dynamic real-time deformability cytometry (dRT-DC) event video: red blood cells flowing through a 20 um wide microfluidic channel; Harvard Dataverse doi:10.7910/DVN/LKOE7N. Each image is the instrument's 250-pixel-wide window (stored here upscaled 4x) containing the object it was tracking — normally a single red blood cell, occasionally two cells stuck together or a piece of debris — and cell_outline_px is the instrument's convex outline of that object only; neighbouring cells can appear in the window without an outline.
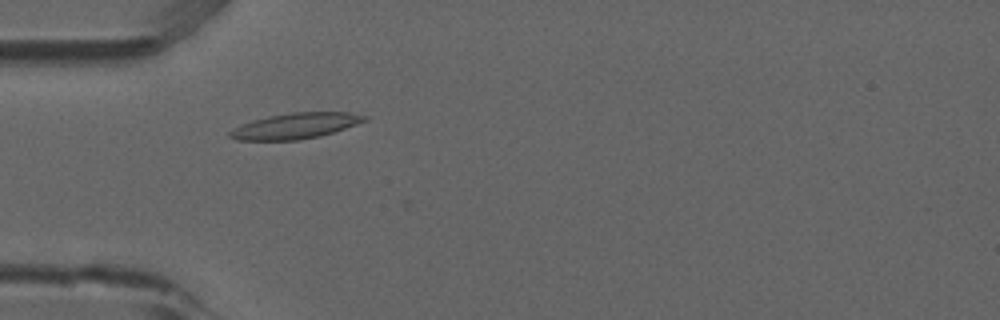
{"species": "common noctule bat (a hibernating species)", "species_latin": "Nyctalus noctula", "temperature_condition": "room temperature", "stored_images_in_passage": 41, "camera_frame_rate_fps": 3000, "um_per_image_px": 0.085, "animal": {"sex": "male", "forearm_length_mm": 52.5}, "frame": {"image": 1, "passage_image": 4, "time_ms": 1.0, "image_size_px": [1000, 320], "cell_outline_px": [[368, 120], [320, 136], [296, 140], [236, 140], [228, 136], [228, 132], [252, 120], [268, 116], [292, 112], [348, 112], [368, 116]], "centroid_in_image_um": [25.12, 10.69], "position_along_channel_um": 59.9, "area_um2": 19.94}}
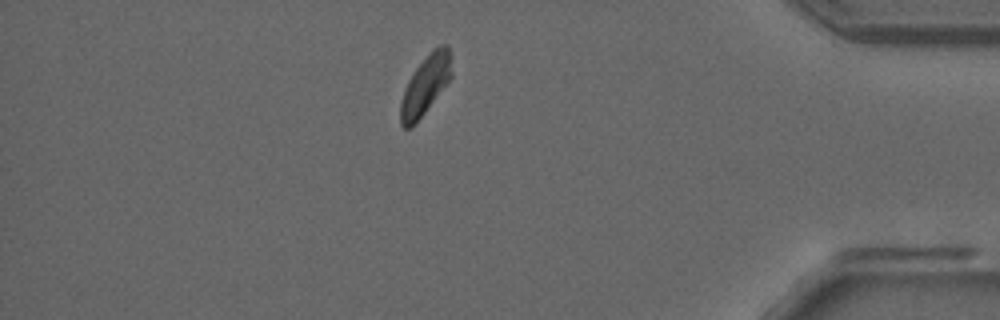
{"frame": {"image": 2, "passage_image": 34, "time_ms": 11.0, "image_size_px": [1000, 320], "cell_outline_px": [[452, 76], [412, 128], [404, 128], [400, 124], [400, 104], [408, 80], [416, 68], [432, 48], [440, 44], [448, 44], [452, 72]], "centroid_in_image_um": [36.15, 7.21], "position_along_channel_um": 399.0, "area_um2": 17.34}}
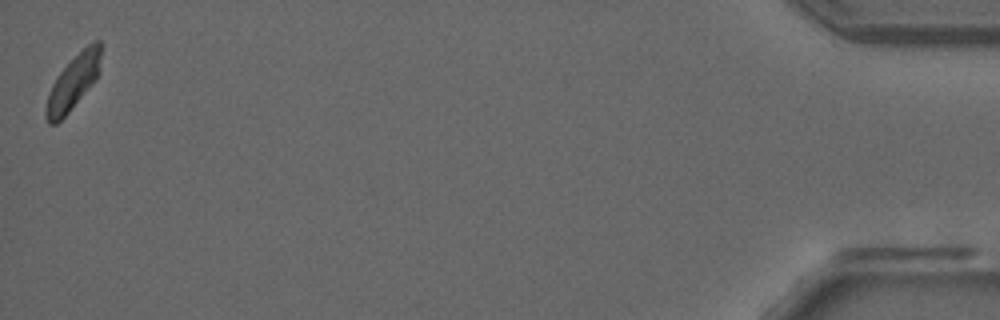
{"frame": {"image": 3, "passage_image": 41, "time_ms": 13.333, "image_size_px": [1000, 320], "cell_outline_px": [[100, 56], [96, 76], [68, 112], [56, 124], [48, 124], [44, 116], [44, 108], [52, 84], [60, 72], [92, 40], [100, 40]], "centroid_in_image_um": [6.15, 7.03], "position_along_channel_um": 429.1, "area_um2": 16.47}, "authors_computed_cell_mechanics": {"area_um2": 17.9758, "velocity_mm_per_s": 3.8108, "shape_relaxation_time_tau1_ms": 7.6903, "shape_relaxation_time_tau2_ms": 7.2171, "deformation_change_tau1": 0.14, "deformation_change_tau2": 0.1358}}